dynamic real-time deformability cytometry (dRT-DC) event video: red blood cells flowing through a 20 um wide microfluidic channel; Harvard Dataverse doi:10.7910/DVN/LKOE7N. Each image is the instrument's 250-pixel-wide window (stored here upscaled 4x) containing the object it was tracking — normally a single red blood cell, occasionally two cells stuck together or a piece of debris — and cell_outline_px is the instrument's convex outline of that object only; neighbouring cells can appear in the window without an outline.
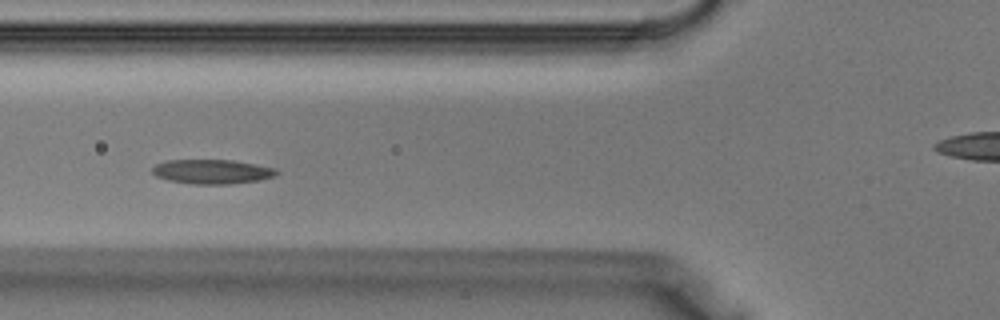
{"species": "Egyptian fruit bat (a non-hibernating species)", "species_latin": "Rousettus aegyptiacus", "temperature_condition": "warm", "stored_images_in_passage": 38, "camera_frame_rate_fps": 3000, "um_per_image_px": 0.085, "animal": {"sex": "male"}, "frame": {"image": 1, "passage_image": 13, "time_ms": 4.0, "image_size_px": [1000, 320], "cell_outline_px": [[280, 172], [276, 176], [256, 180], [232, 184], [192, 184], [168, 180], [156, 176], [152, 172], [152, 168], [156, 164], [168, 160], [232, 160], [276, 168]], "centroid_in_image_um": [18.03, 14.59], "position_along_channel_um": 107.8, "area_um2": 17.63}}
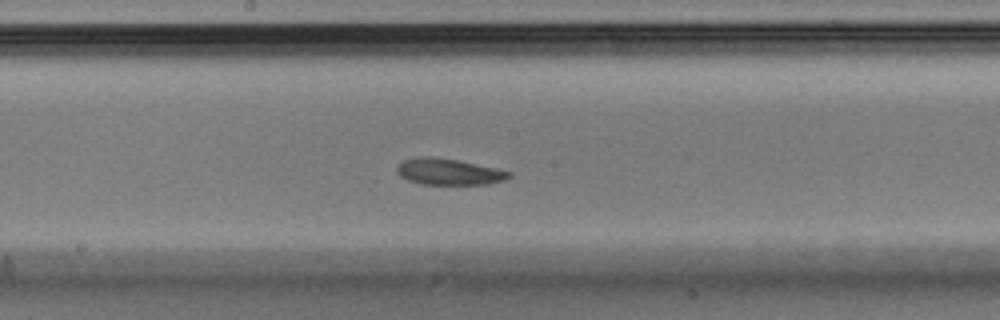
{"frame": {"image": 2, "passage_image": 19, "time_ms": 6.0, "image_size_px": [1000, 320], "cell_outline_px": [[512, 176], [504, 180], [488, 184], [420, 184], [408, 180], [400, 176], [396, 172], [396, 168], [404, 160], [424, 156], [432, 156], [456, 160], [496, 168], [512, 172]], "centroid_in_image_um": [38.15, 14.6], "position_along_channel_um": 210.1, "area_um2": 17.05}}
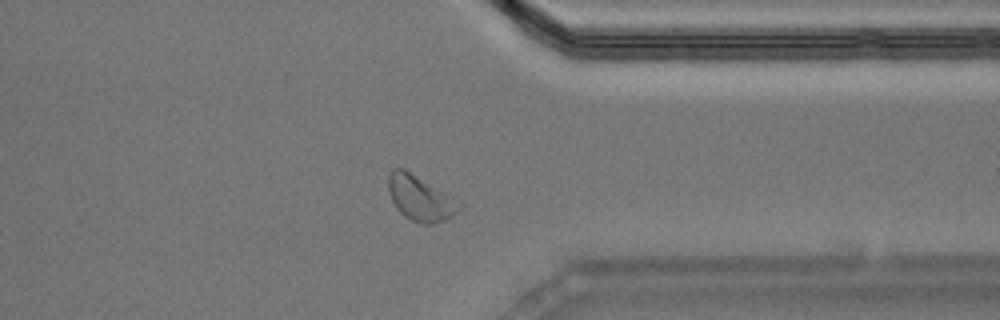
{"frame": {"image": 3, "passage_image": 29, "time_ms": 9.333, "image_size_px": [1000, 320], "cell_outline_px": [[464, 208], [452, 216], [444, 220], [432, 224], [424, 224], [412, 220], [404, 216], [396, 208], [388, 192], [388, 176], [392, 168], [404, 168], [456, 196], [464, 204]], "centroid_in_image_um": [35.79, 16.82], "position_along_channel_um": 375.6, "area_um2": 19.36}}